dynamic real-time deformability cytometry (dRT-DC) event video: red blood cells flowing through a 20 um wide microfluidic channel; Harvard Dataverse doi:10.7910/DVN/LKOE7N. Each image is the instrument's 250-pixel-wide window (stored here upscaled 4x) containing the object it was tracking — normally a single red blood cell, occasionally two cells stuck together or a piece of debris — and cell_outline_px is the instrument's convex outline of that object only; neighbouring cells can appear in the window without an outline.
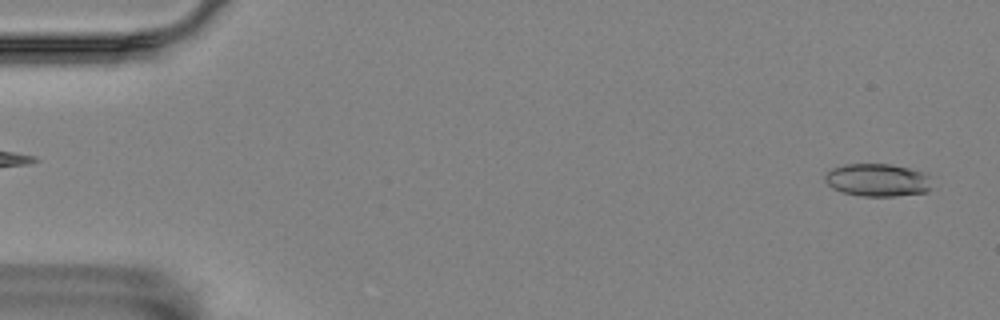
{"species": "Egyptian fruit bat (a non-hibernating species)", "species_latin": "Rousettus aegyptiacus", "temperature_condition": "room temperature", "stored_images_in_passage": 56, "camera_frame_rate_fps": 3000, "um_per_image_px": 0.085, "animal": {"sex": "female"}, "frame": {"image": 1, "passage_image": 2, "time_ms": 0.333, "image_size_px": [1000, 320], "cell_outline_px": [[932, 188], [924, 192], [896, 196], [860, 196], [844, 192], [832, 188], [824, 180], [824, 176], [832, 168], [844, 164], [892, 164], [924, 172], [928, 176]], "centroid_in_image_um": [74.58, 15.3], "position_along_channel_um": 10.4, "area_um2": 20.4}}
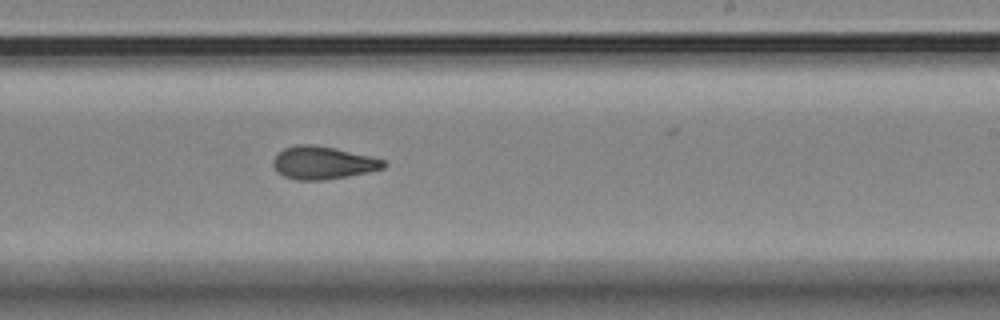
{"frame": {"image": 2, "passage_image": 34, "time_ms": 11.0, "image_size_px": [1000, 320], "cell_outline_px": [[388, 164], [384, 168], [368, 172], [348, 176], [324, 180], [296, 180], [284, 176], [276, 172], [272, 164], [272, 160], [276, 152], [284, 148], [296, 144], [312, 144], [332, 148], [368, 156], [384, 160]], "centroid_in_image_um": [27.38, 13.84], "position_along_channel_um": 261.6, "area_um2": 21.15}}
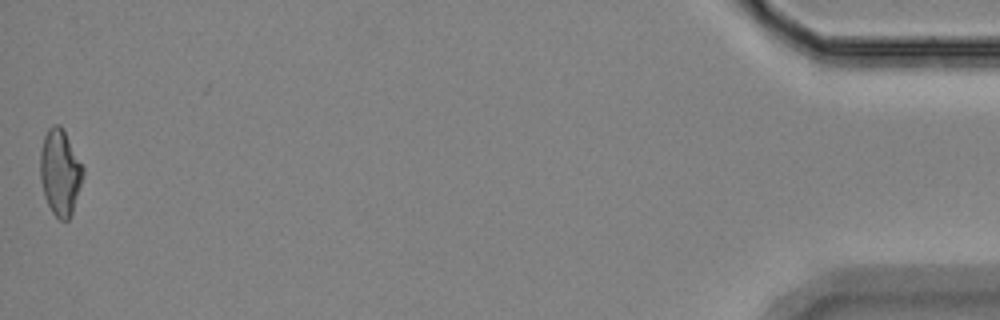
{"frame": {"image": 3, "passage_image": 56, "time_ms": 18.333, "image_size_px": [1000, 320], "cell_outline_px": [[84, 172], [72, 212], [68, 220], [60, 220], [52, 212], [44, 196], [40, 180], [40, 152], [44, 136], [48, 128], [52, 124], [60, 124], [64, 128], [84, 168]], "centroid_in_image_um": [5.09, 14.6], "position_along_channel_um": 430.1, "area_um2": 21.5}, "authors_computed_cell_mechanics": {"area_um2": 20.9236, "velocity_mm_per_s": 3.5351, "shape_relaxation_time_tau1_ms": 7.8614, "shape_relaxation_time_tau2_ms": 2.6612, "deformation_change_tau1": 0.2017, "deformation_change_tau2": 0.0867}}